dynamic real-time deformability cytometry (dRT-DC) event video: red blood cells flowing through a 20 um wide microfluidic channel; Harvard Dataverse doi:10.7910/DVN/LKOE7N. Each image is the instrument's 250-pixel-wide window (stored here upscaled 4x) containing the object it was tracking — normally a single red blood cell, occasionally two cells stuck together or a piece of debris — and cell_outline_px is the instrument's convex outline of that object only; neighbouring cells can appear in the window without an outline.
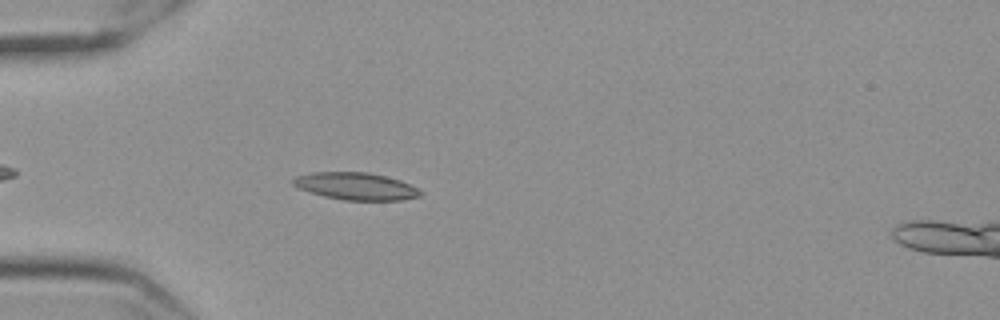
{"species": "Egyptian fruit bat (a non-hibernating species)", "species_latin": "Rousettus aegyptiacus", "temperature_condition": "cold", "stored_images_in_passage": 46, "camera_frame_rate_fps": 3000, "um_per_image_px": 0.085, "frame": {"image": 1, "passage_image": 6, "time_ms": 1.667, "image_size_px": [1000, 320], "cell_outline_px": [[424, 192], [420, 196], [400, 200], [344, 200], [324, 196], [300, 188], [292, 184], [292, 180], [296, 176], [312, 172], [368, 172], [400, 180]], "centroid_in_image_um": [30.25, 15.82], "position_along_channel_um": 54.7, "area_um2": 20.0}}
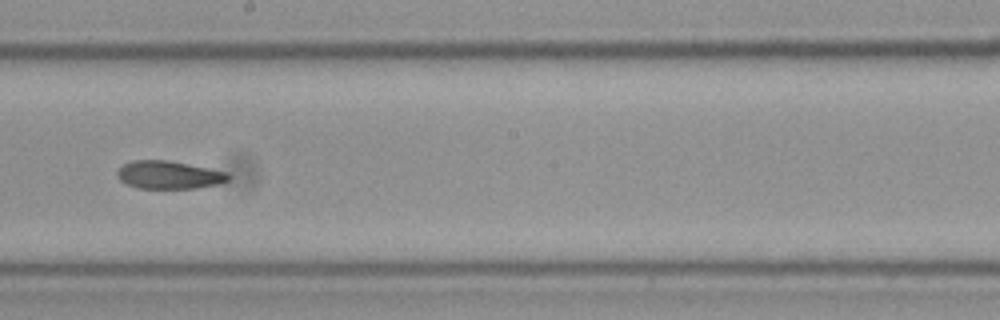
{"frame": {"image": 2, "passage_image": 22, "time_ms": 7.0, "image_size_px": [1000, 320], "cell_outline_px": [[232, 176], [228, 180], [220, 184], [196, 188], [136, 188], [120, 180], [116, 176], [116, 172], [124, 164], [132, 160], [168, 160], [228, 172]], "centroid_in_image_um": [14.38, 14.87], "position_along_channel_um": 233.8, "area_um2": 18.15}}
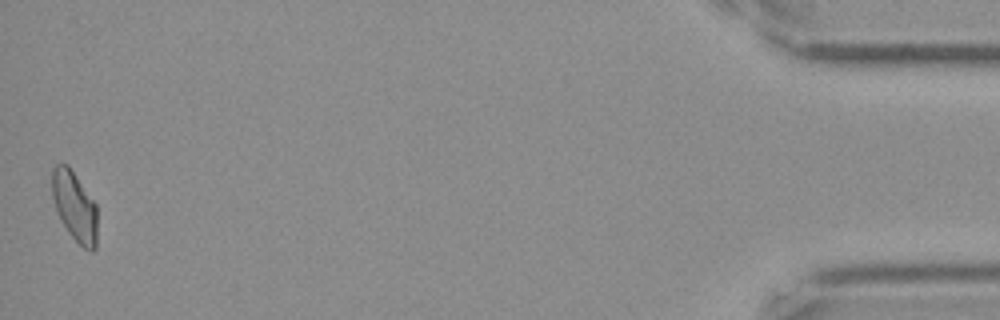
{"frame": {"image": 3, "passage_image": 46, "time_ms": 15.0, "image_size_px": [1000, 320], "cell_outline_px": [[96, 248], [92, 252], [84, 248], [68, 232], [56, 208], [52, 196], [52, 168], [56, 164], [68, 164], [96, 204]], "centroid_in_image_um": [6.34, 17.51], "position_along_channel_um": 428.9, "area_um2": 18.09}, "authors_computed_cell_mechanics": {"area_um2": 18.785, "velocity_mm_per_s": 3.5268, "shape_relaxation_time_tau1_ms": 7.1668, "shape_relaxation_time_tau2_ms": 5.5475, "deformation_change_tau1": 0.1664, "deformation_change_tau2": 0.1143}}